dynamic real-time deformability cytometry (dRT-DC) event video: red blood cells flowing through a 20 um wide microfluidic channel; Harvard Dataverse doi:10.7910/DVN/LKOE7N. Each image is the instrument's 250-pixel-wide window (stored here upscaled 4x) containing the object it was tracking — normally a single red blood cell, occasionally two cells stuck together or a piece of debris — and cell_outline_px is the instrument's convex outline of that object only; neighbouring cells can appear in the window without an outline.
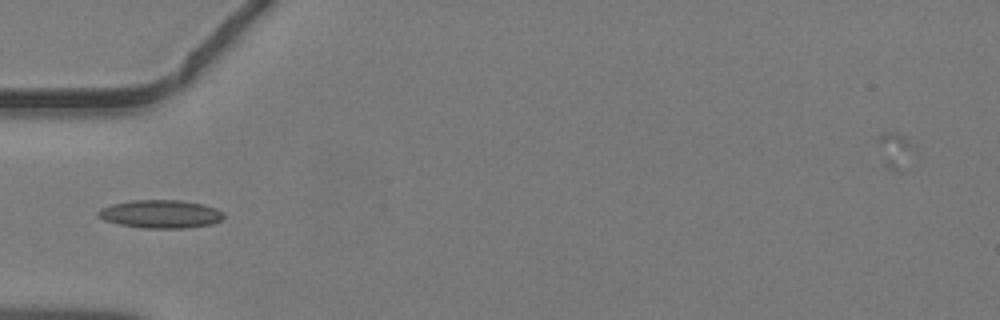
{"species": "common noctule bat (a hibernating species)", "species_latin": "Nyctalus noctula", "temperature_condition": "warm", "stored_images_in_passage": 20, "camera_frame_rate_fps": 3000, "um_per_image_px": 0.085, "animal": {"sex": "male", "body_mass_g": 19.2, "forearm_length_mm": 51.8}, "frame": {"image": 1, "passage_image": 1, "time_ms": 0.0, "image_size_px": [1000, 320], "cell_outline_px": [[224, 216], [220, 220], [212, 224], [184, 228], [144, 228], [120, 224], [104, 220], [96, 212], [100, 208], [112, 204], [132, 200], [180, 200], [204, 204], [216, 208], [224, 212]], "centroid_in_image_um": [13.67, 18.18], "position_along_channel_um": 71.3, "area_um2": 20.58}}